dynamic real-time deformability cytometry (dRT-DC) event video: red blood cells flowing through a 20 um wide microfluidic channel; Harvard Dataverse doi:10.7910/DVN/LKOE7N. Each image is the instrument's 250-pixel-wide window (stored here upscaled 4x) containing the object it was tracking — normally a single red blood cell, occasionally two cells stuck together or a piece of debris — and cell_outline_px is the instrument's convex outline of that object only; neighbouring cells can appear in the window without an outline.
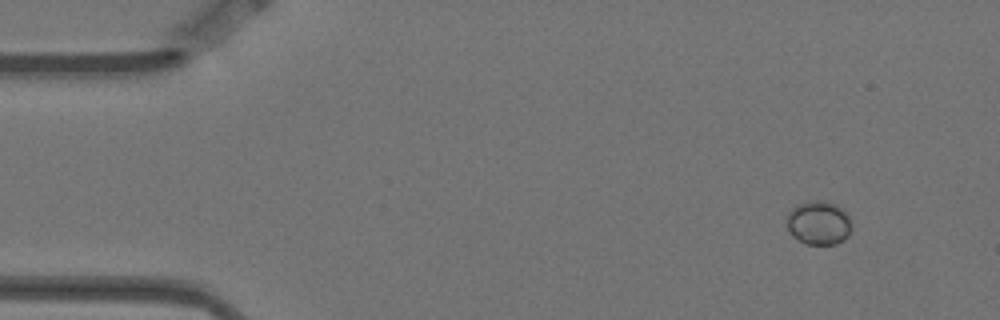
{"species": "Egyptian fruit bat (a non-hibernating species)", "species_latin": "Rousettus aegyptiacus", "temperature_condition": "warm", "stored_images_in_passage": 4, "camera_frame_rate_fps": 3000, "um_per_image_px": 0.085, "animal": {"sex": "female"}, "frame": {"image": 1, "passage_image": 1, "time_ms": 0.0, "image_size_px": [1000, 320], "cell_outline_px": [[852, 228], [848, 236], [844, 240], [836, 244], [808, 244], [792, 236], [788, 232], [788, 212], [796, 204], [812, 200], [824, 200], [836, 204], [852, 220]], "centroid_in_image_um": [69.61, 18.93], "position_along_channel_um": 15.4, "area_um2": 16.7}}
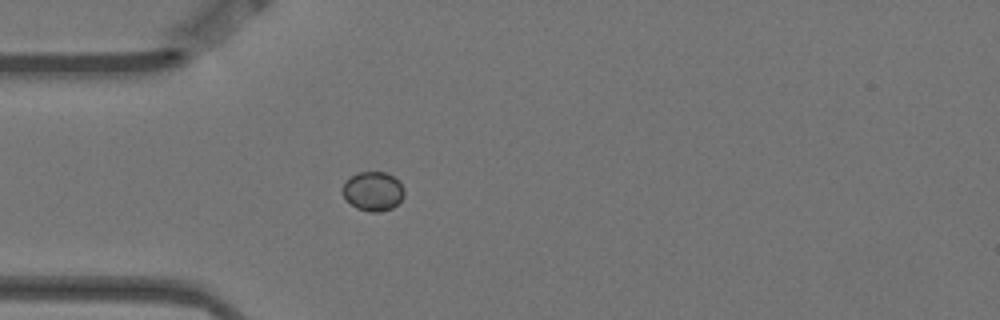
{"frame": {"image": 2, "passage_image": 4, "time_ms": 1.0, "image_size_px": [1000, 320], "cell_outline_px": [[404, 196], [392, 208], [380, 212], [368, 212], [356, 208], [344, 196], [344, 184], [356, 172], [388, 172], [404, 188]], "centroid_in_image_um": [31.73, 16.26], "position_along_channel_um": 53.3, "area_um2": 13.81}}